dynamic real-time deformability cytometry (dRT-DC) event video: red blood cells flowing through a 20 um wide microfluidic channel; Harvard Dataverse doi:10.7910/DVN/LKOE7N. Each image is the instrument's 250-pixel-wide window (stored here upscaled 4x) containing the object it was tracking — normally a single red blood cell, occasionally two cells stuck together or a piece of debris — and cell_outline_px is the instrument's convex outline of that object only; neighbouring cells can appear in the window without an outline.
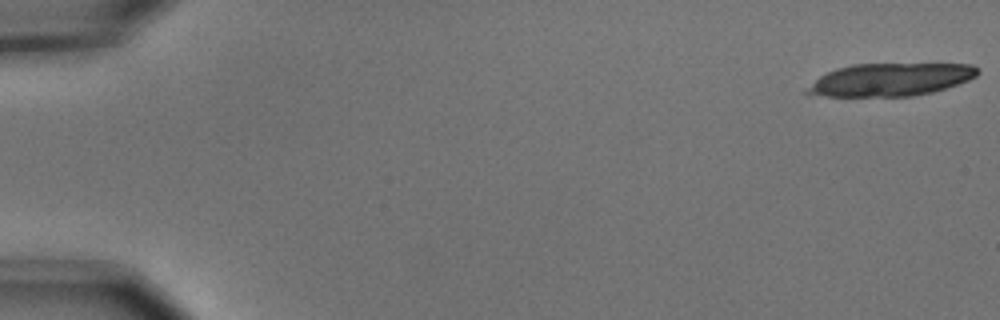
{"species": "common noctule bat (a hibernating species)", "species_latin": "Nyctalus noctula", "temperature_condition": "cold", "stored_images_in_passage": 6, "camera_frame_rate_fps": 3000, "um_per_image_px": 0.085, "animal": {"sex": "male", "body_mass_g": 15.6}, "frame": {"image": 1, "passage_image": 1, "time_ms": 0.0, "image_size_px": [1000, 320], "cell_outline_px": [[980, 72], [976, 76], [968, 80], [932, 92], [912, 96], [828, 96], [804, 92], [820, 76], [836, 68], [852, 64], [972, 64], [980, 68]], "centroid_in_image_um": [75.74, 6.75], "position_along_channel_um": 9.3, "area_um2": 32.19}}